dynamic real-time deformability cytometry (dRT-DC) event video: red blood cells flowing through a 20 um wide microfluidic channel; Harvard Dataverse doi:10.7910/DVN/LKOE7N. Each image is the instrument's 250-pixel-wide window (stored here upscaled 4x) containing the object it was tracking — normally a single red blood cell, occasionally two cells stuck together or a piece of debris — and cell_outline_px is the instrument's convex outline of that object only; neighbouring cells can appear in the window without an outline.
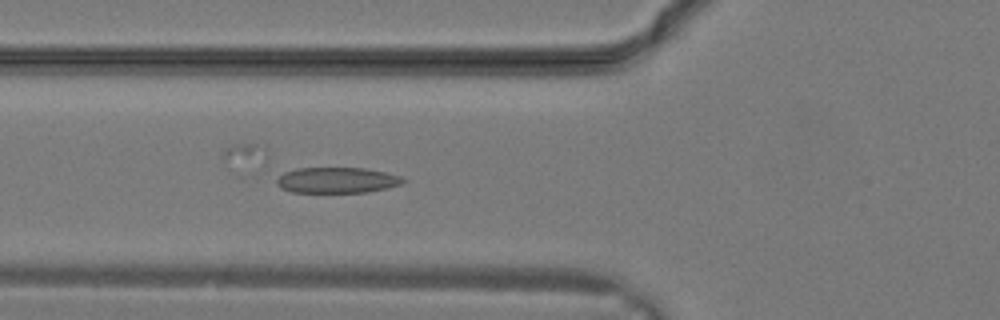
{"species": "common noctule bat (a hibernating species)", "species_latin": "Nyctalus noctula", "temperature_condition": "warm", "stored_images_in_passage": 22, "segment_of_instrument_passage": [1, 2], "camera_frame_rate_fps": 3000, "um_per_image_px": 0.085, "animal": {"sex": "male", "body_mass_g": 19.2, "forearm_length_mm": 51.8}, "frame": {"image": 1, "passage_image": 12, "time_ms": 3.667, "image_size_px": [1000, 320], "cell_outline_px": [[408, 180], [400, 184], [388, 188], [368, 192], [292, 192], [280, 188], [276, 184], [276, 180], [284, 172], [296, 168], [368, 168], [400, 176]], "centroid_in_image_um": [28.65, 15.31], "position_along_channel_um": 97.2, "area_um2": 19.02}}
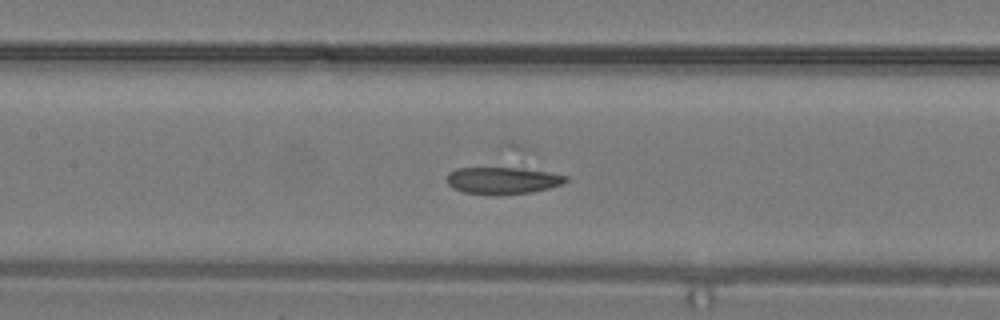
{"frame": {"image": 2, "passage_image": 15, "time_ms": 4.667, "image_size_px": [1000, 320], "cell_outline_px": [[568, 180], [564, 184], [532, 192], [496, 196], [492, 196], [464, 192], [452, 188], [448, 184], [448, 172], [456, 168], [500, 164], [516, 164], [568, 176]], "centroid_in_image_um": [42.75, 15.27], "position_along_channel_um": 164.7, "area_um2": 20.52}}
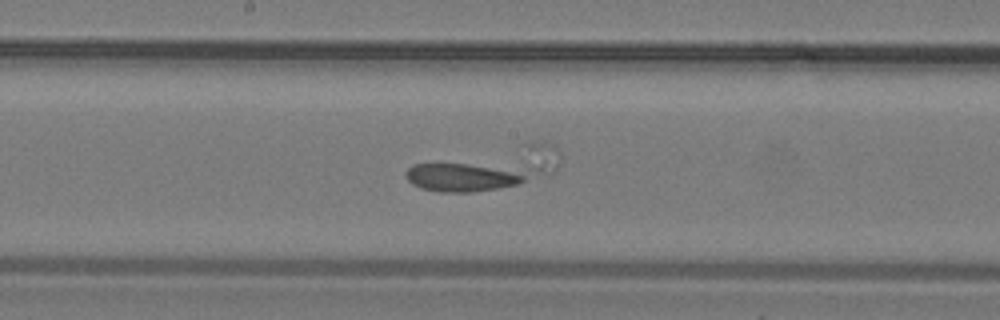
{"frame": {"image": 3, "passage_image": 17, "time_ms": 5.333, "image_size_px": [1000, 320], "cell_outline_px": [[560, 164], [552, 172], [516, 184], [496, 188], [472, 192], [440, 192], [420, 188], [412, 184], [408, 180], [404, 172], [412, 164], [552, 144], [560, 152]], "centroid_in_image_um": [41.19, 14.44], "position_along_channel_um": 207.0, "area_um2": 34.74}}